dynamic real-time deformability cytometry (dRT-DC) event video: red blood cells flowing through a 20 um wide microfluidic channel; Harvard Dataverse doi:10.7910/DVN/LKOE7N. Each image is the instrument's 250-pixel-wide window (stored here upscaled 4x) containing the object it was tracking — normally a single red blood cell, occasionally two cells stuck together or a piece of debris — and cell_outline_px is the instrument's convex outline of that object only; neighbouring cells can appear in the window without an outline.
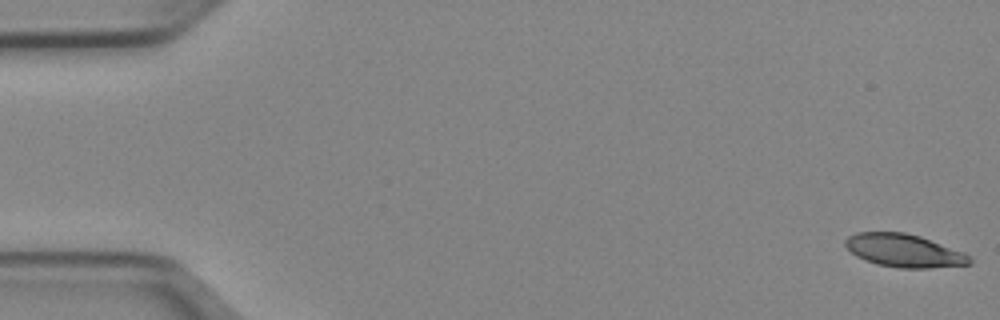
{"species": "Egyptian fruit bat (a non-hibernating species)", "species_latin": "Rousettus aegyptiacus", "temperature_condition": "cold", "stored_images_in_passage": 51, "camera_frame_rate_fps": 3000, "um_per_image_px": 0.085, "animal": {"sex": "female"}, "frame": {"image": 1, "passage_image": 1, "time_ms": 0.0, "image_size_px": [1000, 320], "cell_outline_px": [[972, 264], [928, 268], [900, 268], [876, 264], [856, 256], [844, 244], [844, 240], [848, 236], [856, 232], [904, 232], [920, 236], [964, 252], [972, 260]], "centroid_in_image_um": [76.83, 21.3], "position_along_channel_um": 8.2, "area_um2": 23.87}}
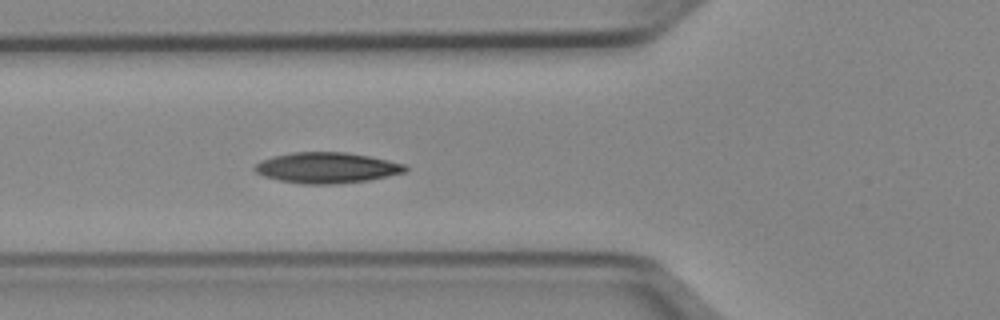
{"frame": {"image": 2, "passage_image": 19, "time_ms": 6.0, "image_size_px": [1000, 320], "cell_outline_px": [[408, 168], [404, 172], [368, 180], [336, 184], [300, 184], [280, 180], [264, 176], [256, 172], [252, 168], [260, 160], [272, 156], [292, 152], [344, 152], [368, 156], [388, 160], [404, 164]], "centroid_in_image_um": [27.73, 14.26], "position_along_channel_um": 98.1, "area_um2": 26.88}}
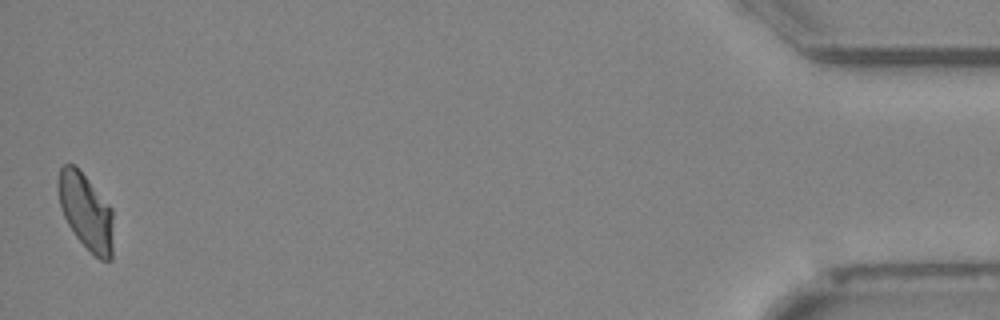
{"frame": {"image": 3, "passage_image": 51, "time_ms": 16.667, "image_size_px": [1000, 320], "cell_outline_px": [[112, 260], [100, 260], [76, 236], [68, 224], [64, 216], [60, 204], [56, 188], [56, 184], [60, 168], [64, 164], [72, 164], [84, 176], [112, 208]], "centroid_in_image_um": [7.28, 17.98], "position_along_channel_um": 427.9, "area_um2": 23.99}, "authors_computed_cell_mechanics": {"area_um2": 24.9696, "velocity_mm_per_s": 3.9436, "shape_relaxation_time_tau1_ms": 10.5647, "shape_relaxation_time_tau2_ms": 4.1241, "deformation_change_tau1": 0.2226, "deformation_change_tau2": 0.081}}